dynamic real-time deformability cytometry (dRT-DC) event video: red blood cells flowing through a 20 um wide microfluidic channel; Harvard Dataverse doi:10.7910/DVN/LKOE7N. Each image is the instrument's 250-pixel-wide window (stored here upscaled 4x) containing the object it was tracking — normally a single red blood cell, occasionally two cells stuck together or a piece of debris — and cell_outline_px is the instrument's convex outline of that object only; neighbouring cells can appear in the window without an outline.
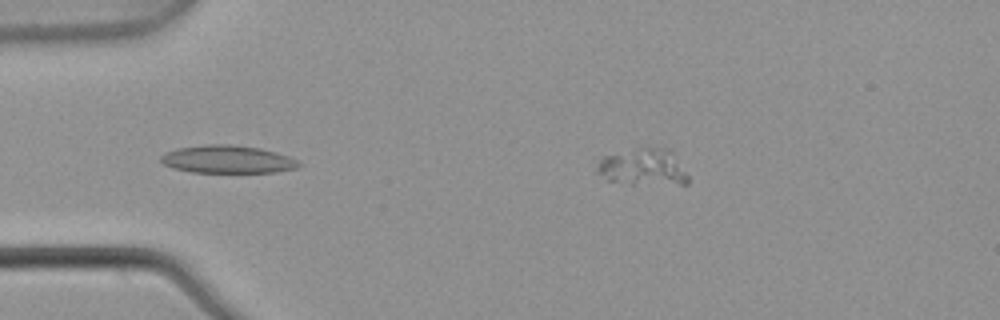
{"species": "common noctule bat (a hibernating species)", "species_latin": "Nyctalus noctula", "temperature_condition": "warm", "stored_images_in_passage": 5, "camera_frame_rate_fps": 3000, "um_per_image_px": 0.085, "animal": {"sex": "male", "body_mass_g": 21.5, "forearm_length_mm": 52.0}, "frame": {"image": 1, "passage_image": 5, "time_ms": 1.333, "image_size_px": [1000, 320], "cell_outline_px": [[688, 184], [632, 184], [608, 180], [596, 172], [596, 168], [600, 160], [604, 156], [644, 148], [664, 148], [672, 152], [676, 156], [688, 176]], "centroid_in_image_um": [54.68, 14.23], "position_along_channel_um": 30.3, "area_um2": 19.13}}